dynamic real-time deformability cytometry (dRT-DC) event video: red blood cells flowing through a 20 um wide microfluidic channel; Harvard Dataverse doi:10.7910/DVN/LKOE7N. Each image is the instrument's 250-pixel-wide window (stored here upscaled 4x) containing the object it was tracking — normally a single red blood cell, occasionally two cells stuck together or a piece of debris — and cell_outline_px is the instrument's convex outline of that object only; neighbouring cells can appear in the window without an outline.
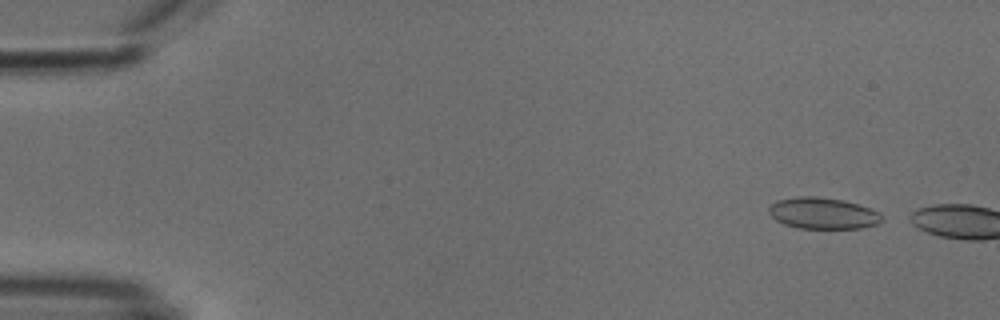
{"species": "common noctule bat (a hibernating species)", "species_latin": "Nyctalus noctula", "temperature_condition": "cold", "stored_images_in_passage": 4, "camera_frame_rate_fps": 3000, "um_per_image_px": 0.085, "animal": {"sex": "male", "body_mass_g": 18.8}, "frame": {"image": 1, "passage_image": 2, "time_ms": 0.333, "image_size_px": [1000, 320], "cell_outline_px": [[884, 220], [876, 224], [860, 228], [800, 228], [784, 224], [776, 220], [768, 212], [768, 208], [776, 200], [800, 196], [816, 196], [844, 200], [880, 212]], "centroid_in_image_um": [69.94, 18.12], "position_along_channel_um": 15.1, "area_um2": 20.58}}